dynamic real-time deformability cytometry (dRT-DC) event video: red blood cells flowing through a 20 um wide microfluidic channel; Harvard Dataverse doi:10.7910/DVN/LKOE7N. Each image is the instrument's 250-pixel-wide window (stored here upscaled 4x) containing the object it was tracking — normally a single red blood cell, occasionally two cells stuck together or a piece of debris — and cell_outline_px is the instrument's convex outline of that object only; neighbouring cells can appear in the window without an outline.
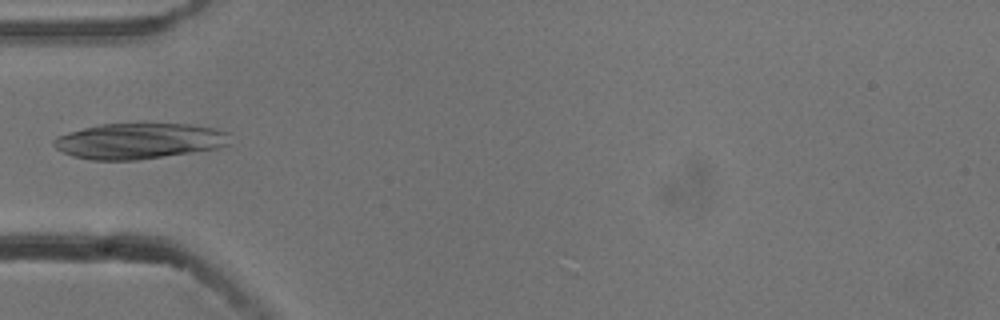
{"species": "common noctule bat (a hibernating species)", "species_latin": "Nyctalus noctula", "temperature_condition": "cold", "stored_images_in_passage": 5, "camera_frame_rate_fps": 3000, "um_per_image_px": 0.085, "animal": {"sex": "male", "body_mass_g": 13.3}, "frame": {"image": 1, "passage_image": 3, "time_ms": 0.667, "image_size_px": [1000, 320], "cell_outline_px": [[228, 144], [220, 148], [136, 160], [92, 160], [72, 156], [56, 148], [52, 144], [52, 140], [68, 132], [100, 124], [192, 124], [216, 128], [228, 132]], "centroid_in_image_um": [11.83, 11.98], "position_along_channel_um": 73.2, "area_um2": 36.53}}
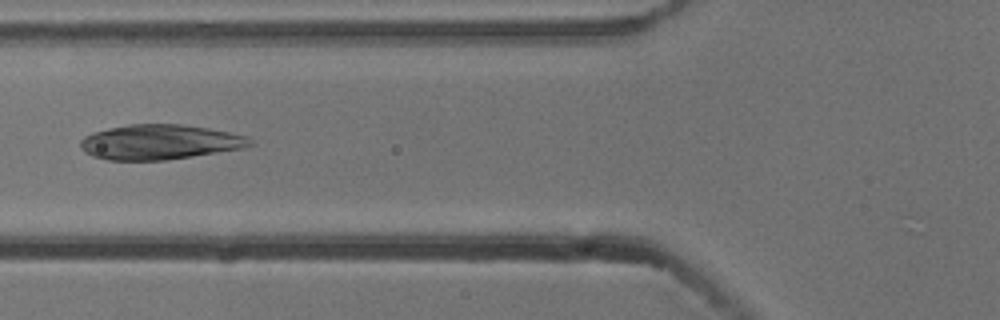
{"frame": {"image": 2, "passage_image": 4, "time_ms": 1.0, "image_size_px": [1000, 320], "cell_outline_px": [[256, 144], [240, 148], [192, 156], [164, 160], [108, 160], [92, 156], [84, 152], [80, 148], [80, 140], [84, 136], [92, 132], [128, 124], [180, 124], [208, 128], [248, 136]], "centroid_in_image_um": [13.54, 12.07], "position_along_channel_um": 112.3, "area_um2": 34.45}}
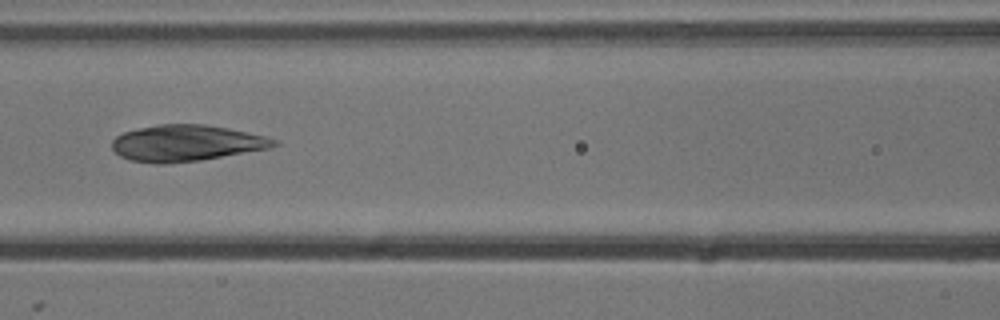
{"frame": {"image": 3, "passage_image": 5, "time_ms": 1.333, "image_size_px": [1000, 320], "cell_outline_px": [[280, 144], [268, 148], [200, 160], [164, 164], [156, 164], [132, 160], [120, 156], [112, 148], [112, 140], [116, 136], [124, 132], [140, 128], [160, 124], [204, 124], [228, 128], [264, 136], [276, 140]], "centroid_in_image_um": [15.8, 12.16], "position_along_channel_um": 150.8, "area_um2": 33.87}}